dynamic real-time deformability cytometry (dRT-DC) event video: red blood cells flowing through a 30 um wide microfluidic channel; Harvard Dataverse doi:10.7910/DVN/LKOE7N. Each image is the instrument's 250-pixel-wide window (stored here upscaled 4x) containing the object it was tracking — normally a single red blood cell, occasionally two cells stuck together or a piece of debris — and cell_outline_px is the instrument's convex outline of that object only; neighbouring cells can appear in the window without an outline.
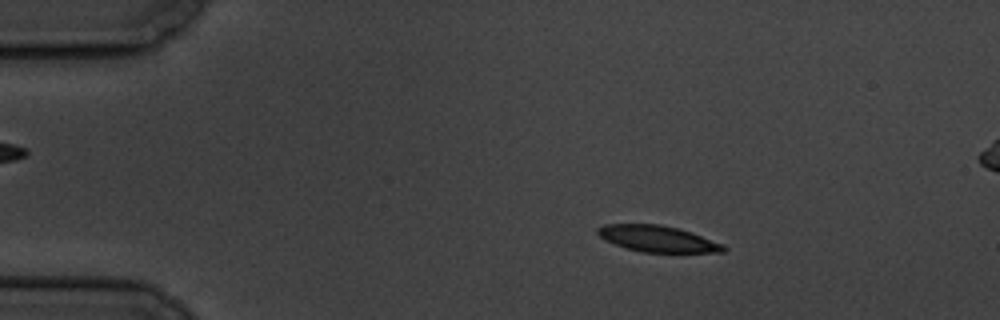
{"species": "common noctule bat (a hibernating species)", "species_latin": "Nyctalus noctula", "temperature_condition": "cold", "stored_images_in_passage": 6, "segment_of_instrument_passage": [1, 2], "camera_frame_rate_fps": 3000, "um_per_image_px": 0.085, "animal": {"sex": "male", "body_mass_g": 19.5, "forearm_length_mm": 54.6}, "frame": {"image": 1, "passage_image": 3, "time_ms": 2.333, "image_size_px": [1000, 320], "cell_outline_px": [[728, 248], [724, 252], [644, 252], [628, 248], [604, 240], [596, 232], [596, 228], [604, 224], [660, 224], [680, 228], [692, 232], [724, 244]], "centroid_in_image_um": [55.92, 20.28], "position_along_channel_um": 29.1, "area_um2": 19.31}}